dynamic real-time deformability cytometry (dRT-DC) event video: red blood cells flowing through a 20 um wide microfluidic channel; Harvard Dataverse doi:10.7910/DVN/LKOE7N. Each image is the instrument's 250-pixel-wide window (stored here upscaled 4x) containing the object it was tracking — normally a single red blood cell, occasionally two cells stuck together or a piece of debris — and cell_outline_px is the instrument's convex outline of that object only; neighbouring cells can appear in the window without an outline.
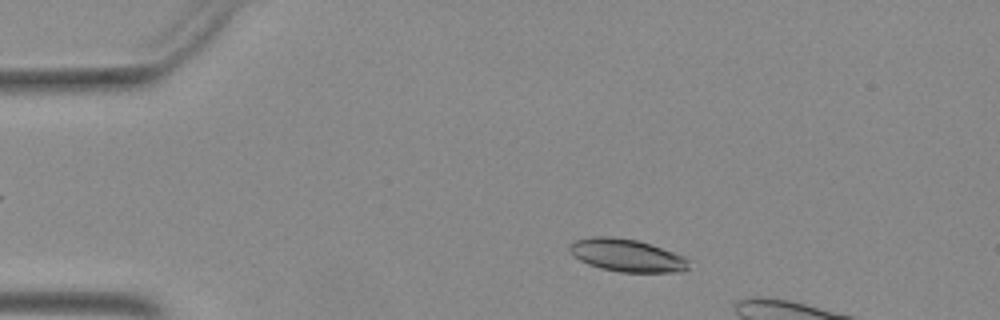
{"species": "Egyptian fruit bat (a non-hibernating species)", "species_latin": "Rousettus aegyptiacus", "temperature_condition": "warm", "stored_images_in_passage": 42, "camera_frame_rate_fps": 3000, "um_per_image_px": 0.085, "animal": {"sex": "female"}, "frame": {"image": 1, "passage_image": 8, "time_ms": 2.333, "image_size_px": [1000, 320], "cell_outline_px": [[688, 268], [684, 272], [620, 272], [600, 268], [588, 264], [580, 260], [568, 248], [568, 244], [576, 240], [592, 236], [612, 236], [636, 240], [684, 256], [688, 260]], "centroid_in_image_um": [53.27, 21.71], "position_along_channel_um": 31.7, "area_um2": 22.48}}
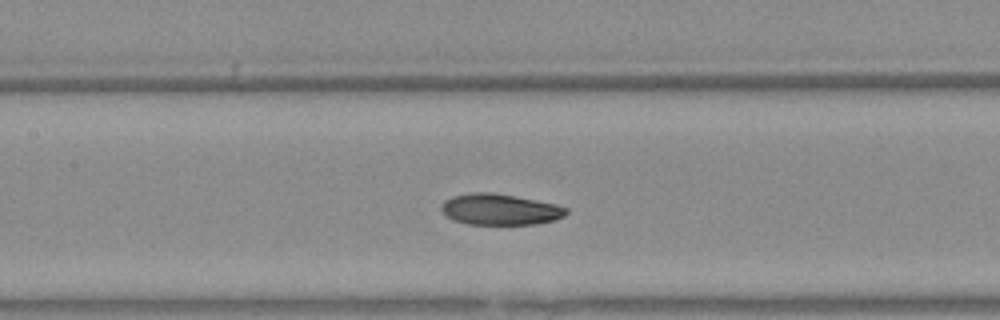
{"frame": {"image": 2, "passage_image": 22, "time_ms": 7.0, "image_size_px": [1000, 320], "cell_outline_px": [[568, 212], [564, 216], [556, 220], [536, 224], [468, 224], [452, 220], [440, 208], [444, 200], [452, 196], [472, 192], [492, 192], [516, 196], [556, 204], [568, 208]], "centroid_in_image_um": [42.51, 17.8], "position_along_channel_um": 164.9, "area_um2": 22.72}}
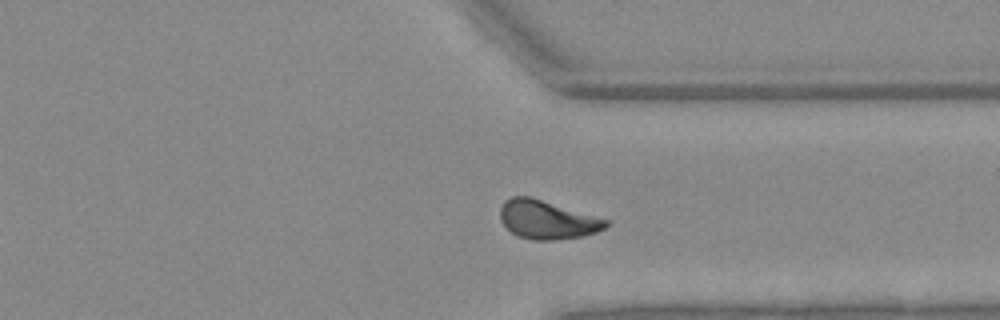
{"frame": {"image": 3, "passage_image": 37, "time_ms": 12.0, "image_size_px": [1000, 320], "cell_outline_px": [[608, 224], [604, 228], [596, 232], [584, 236], [556, 240], [532, 240], [516, 236], [500, 220], [500, 208], [504, 200], [512, 196], [532, 196], [608, 220]], "centroid_in_image_um": [46.47, 18.67], "position_along_channel_um": 364.9, "area_um2": 23.87}}